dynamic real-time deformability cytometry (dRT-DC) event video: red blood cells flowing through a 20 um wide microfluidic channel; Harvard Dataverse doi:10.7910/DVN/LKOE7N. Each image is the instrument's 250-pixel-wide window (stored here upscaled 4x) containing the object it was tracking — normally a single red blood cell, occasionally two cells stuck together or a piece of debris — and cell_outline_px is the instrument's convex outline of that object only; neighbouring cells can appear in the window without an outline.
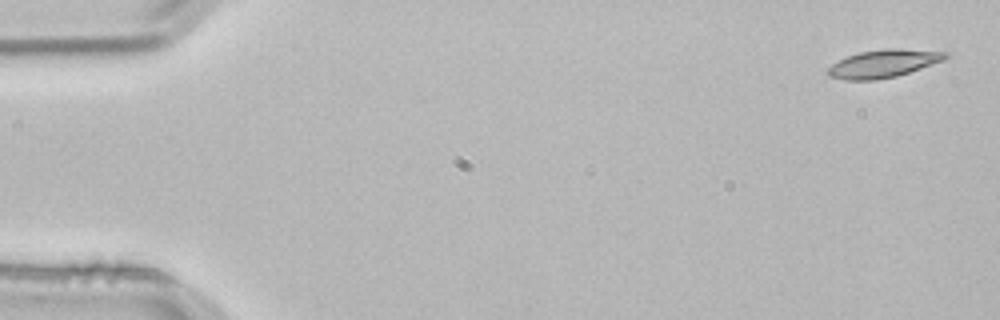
{"species": "common noctule bat (a hibernating species)", "species_latin": "Nyctalus noctula", "temperature_condition": "room temperature", "stored_images_in_passage": 4, "camera_frame_rate_fps": 3000, "um_per_image_px": 0.085, "animal": {"sex": "male", "body_mass_g": 21.5, "forearm_length_mm": 52.0}, "frame": {"image": 1, "passage_image": 1, "time_ms": 0.0, "image_size_px": [1000, 320], "cell_outline_px": [[952, 56], [944, 60], [896, 76], [876, 80], [844, 80], [828, 76], [824, 72], [832, 64], [848, 56], [860, 52], [884, 48], [900, 48], [948, 52]], "centroid_in_image_um": [75.09, 5.4], "position_along_channel_um": 9.9, "area_um2": 19.19}}